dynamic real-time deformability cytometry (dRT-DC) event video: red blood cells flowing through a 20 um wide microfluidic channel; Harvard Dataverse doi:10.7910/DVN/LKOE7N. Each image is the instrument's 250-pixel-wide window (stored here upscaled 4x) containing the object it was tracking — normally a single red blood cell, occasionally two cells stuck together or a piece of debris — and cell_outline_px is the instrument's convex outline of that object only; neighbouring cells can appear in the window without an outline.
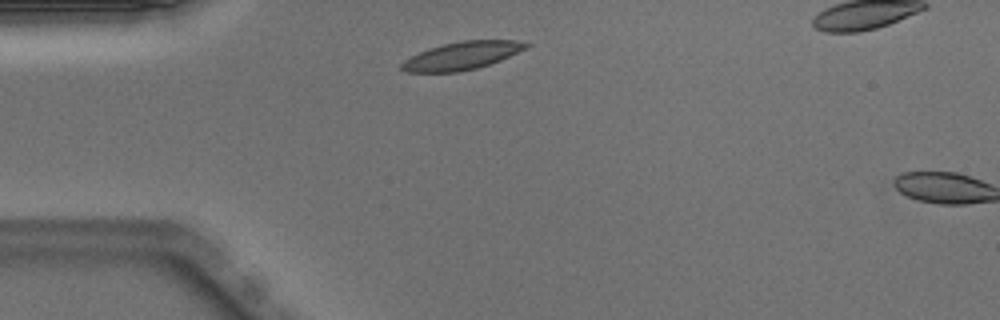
{"species": "Egyptian fruit bat (a non-hibernating species)", "species_latin": "Rousettus aegyptiacus", "temperature_condition": "warm", "stored_images_in_passage": 2, "camera_frame_rate_fps": 3000, "um_per_image_px": 0.085, "animal": {"sex": "male"}, "frame": {"image": 1, "passage_image": 1, "time_ms": 0.0, "image_size_px": [1000, 320], "cell_outline_px": [[532, 44], [528, 48], [500, 60], [476, 68], [456, 72], [408, 72], [400, 68], [400, 64], [404, 60], [428, 48], [460, 40], [516, 40]], "centroid_in_image_um": [39.28, 4.72], "position_along_channel_um": 45.7, "area_um2": 20.11}}